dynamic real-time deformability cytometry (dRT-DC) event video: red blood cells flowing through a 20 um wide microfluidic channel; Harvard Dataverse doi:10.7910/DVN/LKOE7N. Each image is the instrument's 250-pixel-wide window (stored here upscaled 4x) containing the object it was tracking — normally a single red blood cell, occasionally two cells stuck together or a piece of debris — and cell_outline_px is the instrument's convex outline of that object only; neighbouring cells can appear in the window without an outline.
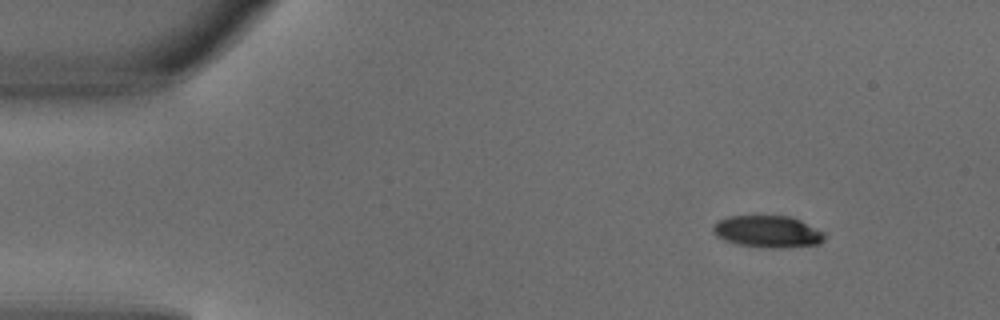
{"species": "common noctule bat (a hibernating species)", "species_latin": "Nyctalus noctula", "temperature_condition": "warm", "stored_images_in_passage": 3, "camera_frame_rate_fps": 3000, "um_per_image_px": 0.085, "animal": {"sex": "male", "body_mass_g": 18.8}, "frame": {"image": 1, "passage_image": 1, "time_ms": 0.0, "image_size_px": [1000, 320], "cell_outline_px": [[824, 240], [820, 244], [780, 248], [768, 248], [740, 244], [724, 240], [716, 236], [712, 232], [712, 224], [716, 220], [728, 216], [792, 216], [824, 232]], "centroid_in_image_um": [65.22, 19.68], "position_along_channel_um": 19.8, "area_um2": 20.87}}
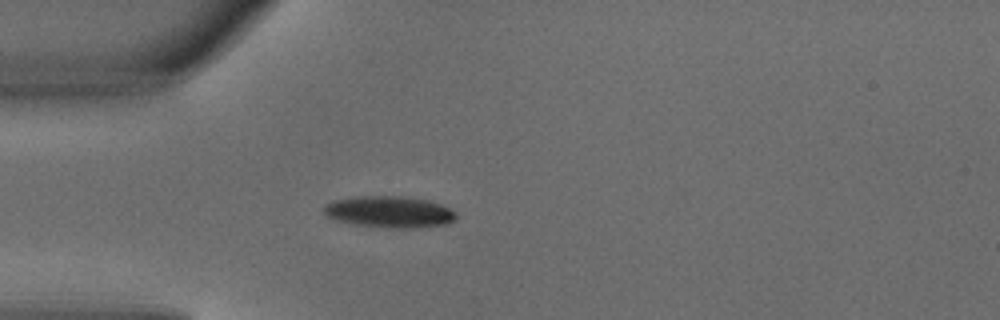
{"frame": {"image": 2, "passage_image": 3, "time_ms": 0.667, "image_size_px": [1000, 320], "cell_outline_px": [[456, 220], [448, 224], [416, 228], [388, 228], [352, 224], [336, 220], [328, 216], [324, 212], [324, 208], [332, 200], [356, 196], [400, 196], [428, 200], [440, 204], [456, 212]], "centroid_in_image_um": [33.12, 18.02], "position_along_channel_um": 51.9, "area_um2": 24.39}}